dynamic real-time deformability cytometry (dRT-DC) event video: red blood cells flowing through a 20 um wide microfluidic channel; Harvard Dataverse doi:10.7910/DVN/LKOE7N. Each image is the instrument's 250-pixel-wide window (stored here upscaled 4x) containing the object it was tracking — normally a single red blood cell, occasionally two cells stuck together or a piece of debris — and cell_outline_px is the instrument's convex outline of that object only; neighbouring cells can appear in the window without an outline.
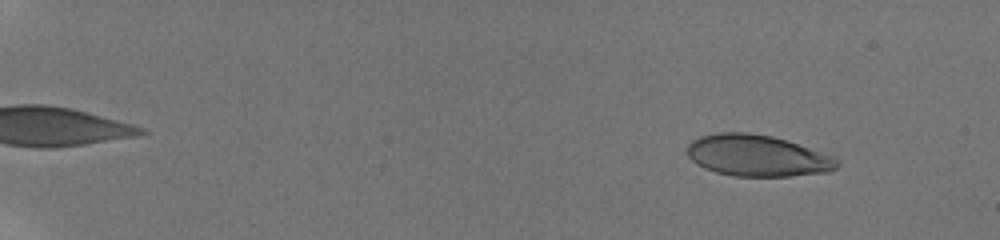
{"species": "human", "species_latin": "Homo sapiens", "temperature_condition": "room temperature", "stored_images_in_passage": 34, "camera_frame_rate_fps": 3000, "um_per_image_px": 0.085, "donor": {"sex": "male"}, "frame": {"image": 1, "passage_image": 4, "time_ms": 0.667, "image_size_px": [1000, 240], "cell_outline_px": [[840, 164], [836, 168], [828, 172], [788, 176], [732, 176], [716, 172], [704, 168], [696, 164], [688, 156], [688, 144], [692, 140], [700, 136], [716, 132], [748, 132], [772, 136], [832, 156], [840, 160]], "centroid_in_image_um": [64.34, 13.23], "position_along_channel_um": 20.7, "area_um2": 36.07}}
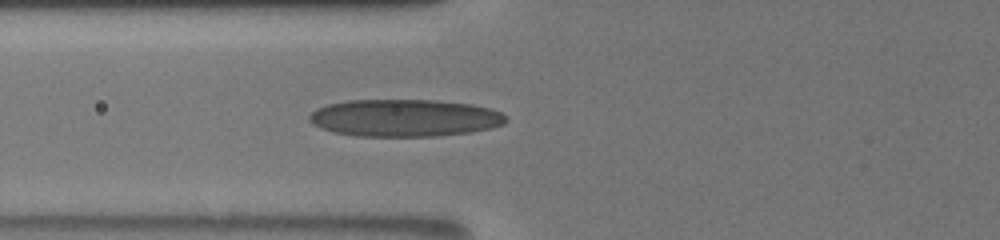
{"frame": {"image": 2, "passage_image": 26, "time_ms": 7.0, "image_size_px": [1000, 240], "cell_outline_px": [[508, 120], [504, 124], [492, 128], [468, 132], [436, 136], [356, 136], [332, 132], [320, 128], [308, 120], [308, 116], [312, 112], [328, 104], [348, 100], [436, 100], [472, 104], [492, 108], [508, 116]], "centroid_in_image_um": [34.42, 10.02], "position_along_channel_um": 91.4, "area_um2": 42.95}}
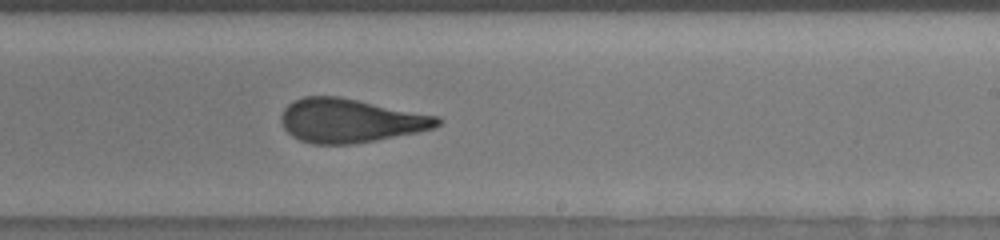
{"frame": {"image": 3, "passage_image": 34, "time_ms": 11.333, "image_size_px": [1000, 240], "cell_outline_px": [[444, 120], [440, 124], [432, 128], [416, 132], [376, 140], [352, 144], [312, 144], [300, 140], [292, 136], [284, 128], [280, 120], [280, 116], [284, 108], [288, 104], [304, 96], [336, 96], [440, 116]], "centroid_in_image_um": [29.76, 10.25], "position_along_channel_um": 259.2, "area_um2": 39.77}}